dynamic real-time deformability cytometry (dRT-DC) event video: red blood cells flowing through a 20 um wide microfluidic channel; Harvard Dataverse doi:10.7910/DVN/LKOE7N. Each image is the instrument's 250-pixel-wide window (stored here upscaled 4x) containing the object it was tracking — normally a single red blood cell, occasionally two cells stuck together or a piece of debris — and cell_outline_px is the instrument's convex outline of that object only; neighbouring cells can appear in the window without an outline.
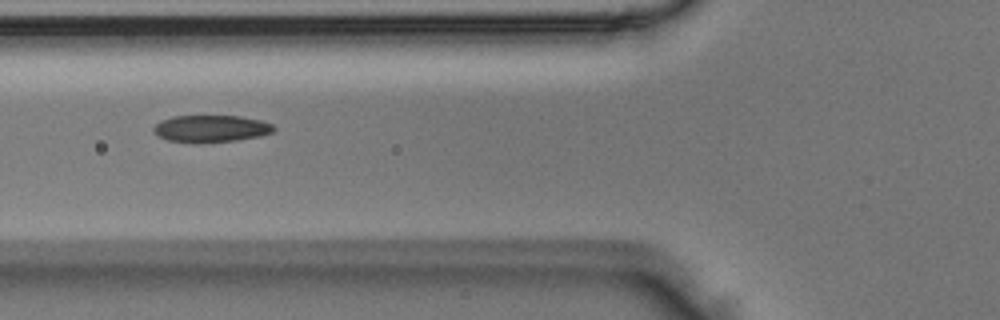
{"species": "Egyptian fruit bat (a non-hibernating species)", "species_latin": "Rousettus aegyptiacus", "temperature_condition": "room temperature", "stored_images_in_passage": 16, "camera_frame_rate_fps": 3000, "um_per_image_px": 0.085, "animal": {"sex": "male"}, "frame": {"image": 1, "passage_image": 5, "time_ms": 1.333, "image_size_px": [1000, 320], "cell_outline_px": [[276, 128], [272, 132], [260, 136], [236, 140], [196, 144], [168, 140], [156, 136], [152, 132], [152, 128], [160, 120], [172, 116], [240, 116], [260, 120], [272, 124]], "centroid_in_image_um": [17.87, 10.94], "position_along_channel_um": 107.9, "area_um2": 19.25}}